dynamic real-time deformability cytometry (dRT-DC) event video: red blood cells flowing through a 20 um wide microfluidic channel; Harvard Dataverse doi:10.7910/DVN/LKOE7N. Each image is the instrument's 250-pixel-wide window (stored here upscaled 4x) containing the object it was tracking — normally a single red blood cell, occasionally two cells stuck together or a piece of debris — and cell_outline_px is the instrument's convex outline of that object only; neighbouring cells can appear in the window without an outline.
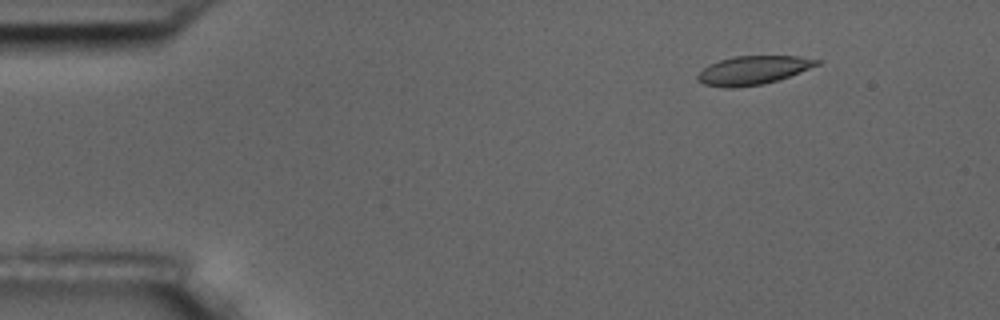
{"species": "common noctule bat (a hibernating species)", "species_latin": "Nyctalus noctula", "temperature_condition": "room temperature", "stored_images_in_passage": 5, "camera_frame_rate_fps": 3000, "um_per_image_px": 0.085, "animal": {"sex": "male", "body_mass_g": 17.5, "forearm_length_mm": 52.3}, "frame": {"image": 1, "passage_image": 2, "time_ms": 1.333, "image_size_px": [1000, 320], "cell_outline_px": [[820, 64], [788, 76], [764, 84], [732, 88], [724, 88], [704, 84], [696, 80], [696, 76], [708, 64], [720, 60], [736, 56], [800, 56], [820, 60]], "centroid_in_image_um": [63.97, 5.97], "position_along_channel_um": 21.0, "area_um2": 19.77}}